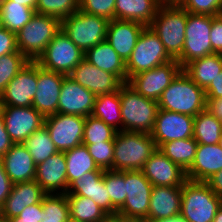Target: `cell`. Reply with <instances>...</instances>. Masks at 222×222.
<instances>
[{
	"mask_svg": "<svg viewBox=\"0 0 222 222\" xmlns=\"http://www.w3.org/2000/svg\"><path fill=\"white\" fill-rule=\"evenodd\" d=\"M156 150L151 133L117 131L114 138L113 170H142Z\"/></svg>",
	"mask_w": 222,
	"mask_h": 222,
	"instance_id": "1",
	"label": "cell"
},
{
	"mask_svg": "<svg viewBox=\"0 0 222 222\" xmlns=\"http://www.w3.org/2000/svg\"><path fill=\"white\" fill-rule=\"evenodd\" d=\"M158 105L159 109L193 117L208 107L205 90L190 79L183 70L162 92Z\"/></svg>",
	"mask_w": 222,
	"mask_h": 222,
	"instance_id": "2",
	"label": "cell"
},
{
	"mask_svg": "<svg viewBox=\"0 0 222 222\" xmlns=\"http://www.w3.org/2000/svg\"><path fill=\"white\" fill-rule=\"evenodd\" d=\"M119 97L122 130L151 133L159 110L158 101L142 96L128 83L120 86Z\"/></svg>",
	"mask_w": 222,
	"mask_h": 222,
	"instance_id": "3",
	"label": "cell"
},
{
	"mask_svg": "<svg viewBox=\"0 0 222 222\" xmlns=\"http://www.w3.org/2000/svg\"><path fill=\"white\" fill-rule=\"evenodd\" d=\"M186 24L187 11L180 5L161 4L149 25L173 59L182 54Z\"/></svg>",
	"mask_w": 222,
	"mask_h": 222,
	"instance_id": "4",
	"label": "cell"
},
{
	"mask_svg": "<svg viewBox=\"0 0 222 222\" xmlns=\"http://www.w3.org/2000/svg\"><path fill=\"white\" fill-rule=\"evenodd\" d=\"M221 205L222 199L206 182L187 180L182 185L180 216L186 222H213Z\"/></svg>",
	"mask_w": 222,
	"mask_h": 222,
	"instance_id": "5",
	"label": "cell"
},
{
	"mask_svg": "<svg viewBox=\"0 0 222 222\" xmlns=\"http://www.w3.org/2000/svg\"><path fill=\"white\" fill-rule=\"evenodd\" d=\"M60 30L61 21L59 19L35 13L16 34L18 51L30 61H37Z\"/></svg>",
	"mask_w": 222,
	"mask_h": 222,
	"instance_id": "6",
	"label": "cell"
},
{
	"mask_svg": "<svg viewBox=\"0 0 222 222\" xmlns=\"http://www.w3.org/2000/svg\"><path fill=\"white\" fill-rule=\"evenodd\" d=\"M108 24L104 17L78 10L61 21V29L85 53L106 39Z\"/></svg>",
	"mask_w": 222,
	"mask_h": 222,
	"instance_id": "7",
	"label": "cell"
},
{
	"mask_svg": "<svg viewBox=\"0 0 222 222\" xmlns=\"http://www.w3.org/2000/svg\"><path fill=\"white\" fill-rule=\"evenodd\" d=\"M174 60L157 34L145 26L130 57L125 62L128 80L137 73L153 69Z\"/></svg>",
	"mask_w": 222,
	"mask_h": 222,
	"instance_id": "8",
	"label": "cell"
},
{
	"mask_svg": "<svg viewBox=\"0 0 222 222\" xmlns=\"http://www.w3.org/2000/svg\"><path fill=\"white\" fill-rule=\"evenodd\" d=\"M126 199L117 214L131 222L145 221L148 217L152 183L142 170L124 171Z\"/></svg>",
	"mask_w": 222,
	"mask_h": 222,
	"instance_id": "9",
	"label": "cell"
},
{
	"mask_svg": "<svg viewBox=\"0 0 222 222\" xmlns=\"http://www.w3.org/2000/svg\"><path fill=\"white\" fill-rule=\"evenodd\" d=\"M212 16L187 12L185 43L182 54L176 59L183 68L191 61L214 54L210 41Z\"/></svg>",
	"mask_w": 222,
	"mask_h": 222,
	"instance_id": "10",
	"label": "cell"
},
{
	"mask_svg": "<svg viewBox=\"0 0 222 222\" xmlns=\"http://www.w3.org/2000/svg\"><path fill=\"white\" fill-rule=\"evenodd\" d=\"M83 59L84 52L61 29L36 62L46 70L68 76Z\"/></svg>",
	"mask_w": 222,
	"mask_h": 222,
	"instance_id": "11",
	"label": "cell"
},
{
	"mask_svg": "<svg viewBox=\"0 0 222 222\" xmlns=\"http://www.w3.org/2000/svg\"><path fill=\"white\" fill-rule=\"evenodd\" d=\"M86 117L56 113L45 117L44 126L59 152L82 144Z\"/></svg>",
	"mask_w": 222,
	"mask_h": 222,
	"instance_id": "12",
	"label": "cell"
},
{
	"mask_svg": "<svg viewBox=\"0 0 222 222\" xmlns=\"http://www.w3.org/2000/svg\"><path fill=\"white\" fill-rule=\"evenodd\" d=\"M181 71V65L174 59L161 66L137 73L127 83L142 96L158 101L162 92Z\"/></svg>",
	"mask_w": 222,
	"mask_h": 222,
	"instance_id": "13",
	"label": "cell"
},
{
	"mask_svg": "<svg viewBox=\"0 0 222 222\" xmlns=\"http://www.w3.org/2000/svg\"><path fill=\"white\" fill-rule=\"evenodd\" d=\"M38 63L29 61L0 94V106L30 107L37 91Z\"/></svg>",
	"mask_w": 222,
	"mask_h": 222,
	"instance_id": "14",
	"label": "cell"
},
{
	"mask_svg": "<svg viewBox=\"0 0 222 222\" xmlns=\"http://www.w3.org/2000/svg\"><path fill=\"white\" fill-rule=\"evenodd\" d=\"M5 128L14 144L24 143L44 125V117L33 107L0 106Z\"/></svg>",
	"mask_w": 222,
	"mask_h": 222,
	"instance_id": "15",
	"label": "cell"
},
{
	"mask_svg": "<svg viewBox=\"0 0 222 222\" xmlns=\"http://www.w3.org/2000/svg\"><path fill=\"white\" fill-rule=\"evenodd\" d=\"M194 117L159 109L151 136L159 149L164 143L193 137Z\"/></svg>",
	"mask_w": 222,
	"mask_h": 222,
	"instance_id": "16",
	"label": "cell"
},
{
	"mask_svg": "<svg viewBox=\"0 0 222 222\" xmlns=\"http://www.w3.org/2000/svg\"><path fill=\"white\" fill-rule=\"evenodd\" d=\"M67 75L49 71L38 64L37 91L32 106L45 118L58 113L62 82Z\"/></svg>",
	"mask_w": 222,
	"mask_h": 222,
	"instance_id": "17",
	"label": "cell"
},
{
	"mask_svg": "<svg viewBox=\"0 0 222 222\" xmlns=\"http://www.w3.org/2000/svg\"><path fill=\"white\" fill-rule=\"evenodd\" d=\"M153 186L182 187L188 180L186 171L172 162L158 148L142 169Z\"/></svg>",
	"mask_w": 222,
	"mask_h": 222,
	"instance_id": "18",
	"label": "cell"
},
{
	"mask_svg": "<svg viewBox=\"0 0 222 222\" xmlns=\"http://www.w3.org/2000/svg\"><path fill=\"white\" fill-rule=\"evenodd\" d=\"M68 76L95 96L117 91L123 84L114 74L99 69L85 59Z\"/></svg>",
	"mask_w": 222,
	"mask_h": 222,
	"instance_id": "19",
	"label": "cell"
},
{
	"mask_svg": "<svg viewBox=\"0 0 222 222\" xmlns=\"http://www.w3.org/2000/svg\"><path fill=\"white\" fill-rule=\"evenodd\" d=\"M96 96L66 76L62 82L58 113L87 117L92 114Z\"/></svg>",
	"mask_w": 222,
	"mask_h": 222,
	"instance_id": "20",
	"label": "cell"
},
{
	"mask_svg": "<svg viewBox=\"0 0 222 222\" xmlns=\"http://www.w3.org/2000/svg\"><path fill=\"white\" fill-rule=\"evenodd\" d=\"M47 194H66L67 164L64 152H57L36 165L34 179Z\"/></svg>",
	"mask_w": 222,
	"mask_h": 222,
	"instance_id": "21",
	"label": "cell"
},
{
	"mask_svg": "<svg viewBox=\"0 0 222 222\" xmlns=\"http://www.w3.org/2000/svg\"><path fill=\"white\" fill-rule=\"evenodd\" d=\"M144 27V24L136 21L113 19L109 21L105 40L126 62Z\"/></svg>",
	"mask_w": 222,
	"mask_h": 222,
	"instance_id": "22",
	"label": "cell"
},
{
	"mask_svg": "<svg viewBox=\"0 0 222 222\" xmlns=\"http://www.w3.org/2000/svg\"><path fill=\"white\" fill-rule=\"evenodd\" d=\"M104 171H90L73 180L66 195H79L91 198L107 215H111V200L103 180Z\"/></svg>",
	"mask_w": 222,
	"mask_h": 222,
	"instance_id": "23",
	"label": "cell"
},
{
	"mask_svg": "<svg viewBox=\"0 0 222 222\" xmlns=\"http://www.w3.org/2000/svg\"><path fill=\"white\" fill-rule=\"evenodd\" d=\"M182 187L153 186L148 217L145 221H158L180 215Z\"/></svg>",
	"mask_w": 222,
	"mask_h": 222,
	"instance_id": "24",
	"label": "cell"
},
{
	"mask_svg": "<svg viewBox=\"0 0 222 222\" xmlns=\"http://www.w3.org/2000/svg\"><path fill=\"white\" fill-rule=\"evenodd\" d=\"M46 195L35 180L13 184L11 193L2 205L3 219L18 216L25 207L42 202Z\"/></svg>",
	"mask_w": 222,
	"mask_h": 222,
	"instance_id": "25",
	"label": "cell"
},
{
	"mask_svg": "<svg viewBox=\"0 0 222 222\" xmlns=\"http://www.w3.org/2000/svg\"><path fill=\"white\" fill-rule=\"evenodd\" d=\"M1 159L4 170L13 184L35 179L36 164L23 143L13 144Z\"/></svg>",
	"mask_w": 222,
	"mask_h": 222,
	"instance_id": "26",
	"label": "cell"
},
{
	"mask_svg": "<svg viewBox=\"0 0 222 222\" xmlns=\"http://www.w3.org/2000/svg\"><path fill=\"white\" fill-rule=\"evenodd\" d=\"M222 170V148L217 144H198L193 164L186 172L188 180L206 182Z\"/></svg>",
	"mask_w": 222,
	"mask_h": 222,
	"instance_id": "27",
	"label": "cell"
},
{
	"mask_svg": "<svg viewBox=\"0 0 222 222\" xmlns=\"http://www.w3.org/2000/svg\"><path fill=\"white\" fill-rule=\"evenodd\" d=\"M84 59L99 69L114 74L122 83H127L125 62L106 40L89 48L84 53Z\"/></svg>",
	"mask_w": 222,
	"mask_h": 222,
	"instance_id": "28",
	"label": "cell"
},
{
	"mask_svg": "<svg viewBox=\"0 0 222 222\" xmlns=\"http://www.w3.org/2000/svg\"><path fill=\"white\" fill-rule=\"evenodd\" d=\"M160 5V0H116L115 19L136 21L149 26Z\"/></svg>",
	"mask_w": 222,
	"mask_h": 222,
	"instance_id": "29",
	"label": "cell"
},
{
	"mask_svg": "<svg viewBox=\"0 0 222 222\" xmlns=\"http://www.w3.org/2000/svg\"><path fill=\"white\" fill-rule=\"evenodd\" d=\"M182 70L205 90L222 71V54L214 53L195 59L186 64Z\"/></svg>",
	"mask_w": 222,
	"mask_h": 222,
	"instance_id": "30",
	"label": "cell"
},
{
	"mask_svg": "<svg viewBox=\"0 0 222 222\" xmlns=\"http://www.w3.org/2000/svg\"><path fill=\"white\" fill-rule=\"evenodd\" d=\"M92 116L101 119L115 130H122L119 90L96 96Z\"/></svg>",
	"mask_w": 222,
	"mask_h": 222,
	"instance_id": "31",
	"label": "cell"
},
{
	"mask_svg": "<svg viewBox=\"0 0 222 222\" xmlns=\"http://www.w3.org/2000/svg\"><path fill=\"white\" fill-rule=\"evenodd\" d=\"M221 134L222 121L208 107L194 117L193 138L198 144H217Z\"/></svg>",
	"mask_w": 222,
	"mask_h": 222,
	"instance_id": "32",
	"label": "cell"
},
{
	"mask_svg": "<svg viewBox=\"0 0 222 222\" xmlns=\"http://www.w3.org/2000/svg\"><path fill=\"white\" fill-rule=\"evenodd\" d=\"M67 164L68 185L90 171H105L96 165L86 145H79L64 152Z\"/></svg>",
	"mask_w": 222,
	"mask_h": 222,
	"instance_id": "33",
	"label": "cell"
},
{
	"mask_svg": "<svg viewBox=\"0 0 222 222\" xmlns=\"http://www.w3.org/2000/svg\"><path fill=\"white\" fill-rule=\"evenodd\" d=\"M198 143L191 137L164 143L159 150L186 172L194 162Z\"/></svg>",
	"mask_w": 222,
	"mask_h": 222,
	"instance_id": "34",
	"label": "cell"
},
{
	"mask_svg": "<svg viewBox=\"0 0 222 222\" xmlns=\"http://www.w3.org/2000/svg\"><path fill=\"white\" fill-rule=\"evenodd\" d=\"M36 11L10 0H0V16L3 28L18 33L34 16Z\"/></svg>",
	"mask_w": 222,
	"mask_h": 222,
	"instance_id": "35",
	"label": "cell"
},
{
	"mask_svg": "<svg viewBox=\"0 0 222 222\" xmlns=\"http://www.w3.org/2000/svg\"><path fill=\"white\" fill-rule=\"evenodd\" d=\"M70 220L75 222H100L107 214L91 199L79 195H66Z\"/></svg>",
	"mask_w": 222,
	"mask_h": 222,
	"instance_id": "36",
	"label": "cell"
},
{
	"mask_svg": "<svg viewBox=\"0 0 222 222\" xmlns=\"http://www.w3.org/2000/svg\"><path fill=\"white\" fill-rule=\"evenodd\" d=\"M23 144L28 149L36 165L59 152L44 125L31 134Z\"/></svg>",
	"mask_w": 222,
	"mask_h": 222,
	"instance_id": "37",
	"label": "cell"
},
{
	"mask_svg": "<svg viewBox=\"0 0 222 222\" xmlns=\"http://www.w3.org/2000/svg\"><path fill=\"white\" fill-rule=\"evenodd\" d=\"M69 220L66 194H47L42 200L41 222H68Z\"/></svg>",
	"mask_w": 222,
	"mask_h": 222,
	"instance_id": "38",
	"label": "cell"
},
{
	"mask_svg": "<svg viewBox=\"0 0 222 222\" xmlns=\"http://www.w3.org/2000/svg\"><path fill=\"white\" fill-rule=\"evenodd\" d=\"M105 187L111 200V215L117 214L118 209L126 199L124 171L106 170L103 173Z\"/></svg>",
	"mask_w": 222,
	"mask_h": 222,
	"instance_id": "39",
	"label": "cell"
},
{
	"mask_svg": "<svg viewBox=\"0 0 222 222\" xmlns=\"http://www.w3.org/2000/svg\"><path fill=\"white\" fill-rule=\"evenodd\" d=\"M117 130L92 115L86 117L82 144L114 141Z\"/></svg>",
	"mask_w": 222,
	"mask_h": 222,
	"instance_id": "40",
	"label": "cell"
},
{
	"mask_svg": "<svg viewBox=\"0 0 222 222\" xmlns=\"http://www.w3.org/2000/svg\"><path fill=\"white\" fill-rule=\"evenodd\" d=\"M79 10V0H37L36 13L62 21Z\"/></svg>",
	"mask_w": 222,
	"mask_h": 222,
	"instance_id": "41",
	"label": "cell"
},
{
	"mask_svg": "<svg viewBox=\"0 0 222 222\" xmlns=\"http://www.w3.org/2000/svg\"><path fill=\"white\" fill-rule=\"evenodd\" d=\"M30 60L16 51L0 57V94Z\"/></svg>",
	"mask_w": 222,
	"mask_h": 222,
	"instance_id": "42",
	"label": "cell"
},
{
	"mask_svg": "<svg viewBox=\"0 0 222 222\" xmlns=\"http://www.w3.org/2000/svg\"><path fill=\"white\" fill-rule=\"evenodd\" d=\"M83 145H86L98 168L105 171L113 170L114 141Z\"/></svg>",
	"mask_w": 222,
	"mask_h": 222,
	"instance_id": "43",
	"label": "cell"
},
{
	"mask_svg": "<svg viewBox=\"0 0 222 222\" xmlns=\"http://www.w3.org/2000/svg\"><path fill=\"white\" fill-rule=\"evenodd\" d=\"M116 0H79V10L106 19H115Z\"/></svg>",
	"mask_w": 222,
	"mask_h": 222,
	"instance_id": "44",
	"label": "cell"
},
{
	"mask_svg": "<svg viewBox=\"0 0 222 222\" xmlns=\"http://www.w3.org/2000/svg\"><path fill=\"white\" fill-rule=\"evenodd\" d=\"M180 6L192 14L209 16L222 14V0H184Z\"/></svg>",
	"mask_w": 222,
	"mask_h": 222,
	"instance_id": "45",
	"label": "cell"
},
{
	"mask_svg": "<svg viewBox=\"0 0 222 222\" xmlns=\"http://www.w3.org/2000/svg\"><path fill=\"white\" fill-rule=\"evenodd\" d=\"M8 222H41L42 221V202L27 206L15 217L7 220Z\"/></svg>",
	"mask_w": 222,
	"mask_h": 222,
	"instance_id": "46",
	"label": "cell"
},
{
	"mask_svg": "<svg viewBox=\"0 0 222 222\" xmlns=\"http://www.w3.org/2000/svg\"><path fill=\"white\" fill-rule=\"evenodd\" d=\"M210 41L214 53L222 54V14L212 16Z\"/></svg>",
	"mask_w": 222,
	"mask_h": 222,
	"instance_id": "47",
	"label": "cell"
},
{
	"mask_svg": "<svg viewBox=\"0 0 222 222\" xmlns=\"http://www.w3.org/2000/svg\"><path fill=\"white\" fill-rule=\"evenodd\" d=\"M18 51L16 33L3 28L0 30V57Z\"/></svg>",
	"mask_w": 222,
	"mask_h": 222,
	"instance_id": "48",
	"label": "cell"
},
{
	"mask_svg": "<svg viewBox=\"0 0 222 222\" xmlns=\"http://www.w3.org/2000/svg\"><path fill=\"white\" fill-rule=\"evenodd\" d=\"M205 96L207 105H209L212 101L222 98V71L205 89Z\"/></svg>",
	"mask_w": 222,
	"mask_h": 222,
	"instance_id": "49",
	"label": "cell"
},
{
	"mask_svg": "<svg viewBox=\"0 0 222 222\" xmlns=\"http://www.w3.org/2000/svg\"><path fill=\"white\" fill-rule=\"evenodd\" d=\"M13 183L4 170V165L0 157V204L3 205L5 199L11 193Z\"/></svg>",
	"mask_w": 222,
	"mask_h": 222,
	"instance_id": "50",
	"label": "cell"
},
{
	"mask_svg": "<svg viewBox=\"0 0 222 222\" xmlns=\"http://www.w3.org/2000/svg\"><path fill=\"white\" fill-rule=\"evenodd\" d=\"M13 144L6 131L5 122L0 112V157L9 151Z\"/></svg>",
	"mask_w": 222,
	"mask_h": 222,
	"instance_id": "51",
	"label": "cell"
},
{
	"mask_svg": "<svg viewBox=\"0 0 222 222\" xmlns=\"http://www.w3.org/2000/svg\"><path fill=\"white\" fill-rule=\"evenodd\" d=\"M206 183L213 190V192L222 199V170L216 172Z\"/></svg>",
	"mask_w": 222,
	"mask_h": 222,
	"instance_id": "52",
	"label": "cell"
},
{
	"mask_svg": "<svg viewBox=\"0 0 222 222\" xmlns=\"http://www.w3.org/2000/svg\"><path fill=\"white\" fill-rule=\"evenodd\" d=\"M208 108L222 121V98L212 101Z\"/></svg>",
	"mask_w": 222,
	"mask_h": 222,
	"instance_id": "53",
	"label": "cell"
},
{
	"mask_svg": "<svg viewBox=\"0 0 222 222\" xmlns=\"http://www.w3.org/2000/svg\"><path fill=\"white\" fill-rule=\"evenodd\" d=\"M100 222H131V221H129L128 219L122 217L119 214H114V215H107Z\"/></svg>",
	"mask_w": 222,
	"mask_h": 222,
	"instance_id": "54",
	"label": "cell"
},
{
	"mask_svg": "<svg viewBox=\"0 0 222 222\" xmlns=\"http://www.w3.org/2000/svg\"><path fill=\"white\" fill-rule=\"evenodd\" d=\"M10 1H15V3L30 7L34 10L36 9L37 0H10Z\"/></svg>",
	"mask_w": 222,
	"mask_h": 222,
	"instance_id": "55",
	"label": "cell"
},
{
	"mask_svg": "<svg viewBox=\"0 0 222 222\" xmlns=\"http://www.w3.org/2000/svg\"><path fill=\"white\" fill-rule=\"evenodd\" d=\"M139 222H186L180 215L172 218L161 219L158 221H139Z\"/></svg>",
	"mask_w": 222,
	"mask_h": 222,
	"instance_id": "56",
	"label": "cell"
},
{
	"mask_svg": "<svg viewBox=\"0 0 222 222\" xmlns=\"http://www.w3.org/2000/svg\"><path fill=\"white\" fill-rule=\"evenodd\" d=\"M184 0H160L164 5H180Z\"/></svg>",
	"mask_w": 222,
	"mask_h": 222,
	"instance_id": "57",
	"label": "cell"
},
{
	"mask_svg": "<svg viewBox=\"0 0 222 222\" xmlns=\"http://www.w3.org/2000/svg\"><path fill=\"white\" fill-rule=\"evenodd\" d=\"M213 222H222V205L217 210V213L215 214V217L213 219Z\"/></svg>",
	"mask_w": 222,
	"mask_h": 222,
	"instance_id": "58",
	"label": "cell"
},
{
	"mask_svg": "<svg viewBox=\"0 0 222 222\" xmlns=\"http://www.w3.org/2000/svg\"><path fill=\"white\" fill-rule=\"evenodd\" d=\"M3 220L2 205L0 204V221Z\"/></svg>",
	"mask_w": 222,
	"mask_h": 222,
	"instance_id": "59",
	"label": "cell"
},
{
	"mask_svg": "<svg viewBox=\"0 0 222 222\" xmlns=\"http://www.w3.org/2000/svg\"><path fill=\"white\" fill-rule=\"evenodd\" d=\"M218 145L220 146V148H222V134H221V136H220V139H219Z\"/></svg>",
	"mask_w": 222,
	"mask_h": 222,
	"instance_id": "60",
	"label": "cell"
},
{
	"mask_svg": "<svg viewBox=\"0 0 222 222\" xmlns=\"http://www.w3.org/2000/svg\"><path fill=\"white\" fill-rule=\"evenodd\" d=\"M3 29V23H2V20H1V16H0V30Z\"/></svg>",
	"mask_w": 222,
	"mask_h": 222,
	"instance_id": "61",
	"label": "cell"
}]
</instances>
